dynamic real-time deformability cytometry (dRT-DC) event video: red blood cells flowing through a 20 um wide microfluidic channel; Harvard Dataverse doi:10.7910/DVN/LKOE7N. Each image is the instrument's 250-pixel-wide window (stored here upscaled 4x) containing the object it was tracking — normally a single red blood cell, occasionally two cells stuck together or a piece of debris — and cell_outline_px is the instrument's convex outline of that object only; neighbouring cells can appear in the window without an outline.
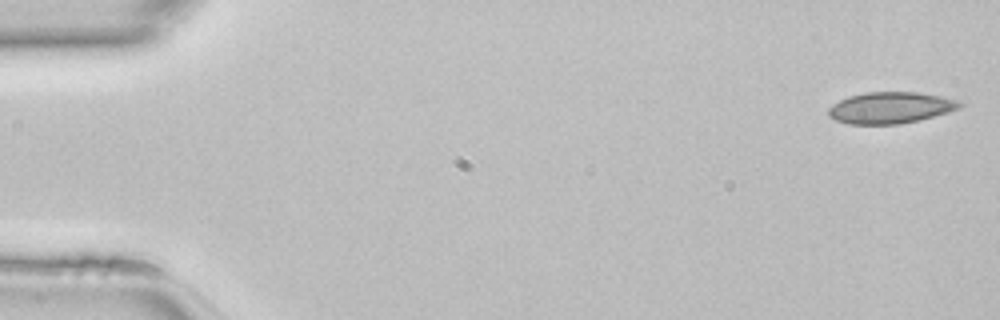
{"species": "common noctule bat (a hibernating species)", "species_latin": "Nyctalus noctula", "temperature_condition": "room temperature", "stored_images_in_passage": 9, "camera_frame_rate_fps": 3000, "um_per_image_px": 0.085, "animal": {"sex": "female", "body_mass_g": 22.7, "forearm_length_mm": 54.2}, "frame": {"image": 1, "passage_image": 1, "time_ms": 0.0, "image_size_px": [1000, 320], "cell_outline_px": [[964, 104], [960, 108], [948, 112], [920, 120], [900, 124], [848, 124], [836, 120], [828, 116], [828, 108], [832, 104], [848, 96], [864, 92], [920, 92], [960, 100]], "centroid_in_image_um": [75.7, 9.15], "position_along_channel_um": 9.3, "area_um2": 24.28}}